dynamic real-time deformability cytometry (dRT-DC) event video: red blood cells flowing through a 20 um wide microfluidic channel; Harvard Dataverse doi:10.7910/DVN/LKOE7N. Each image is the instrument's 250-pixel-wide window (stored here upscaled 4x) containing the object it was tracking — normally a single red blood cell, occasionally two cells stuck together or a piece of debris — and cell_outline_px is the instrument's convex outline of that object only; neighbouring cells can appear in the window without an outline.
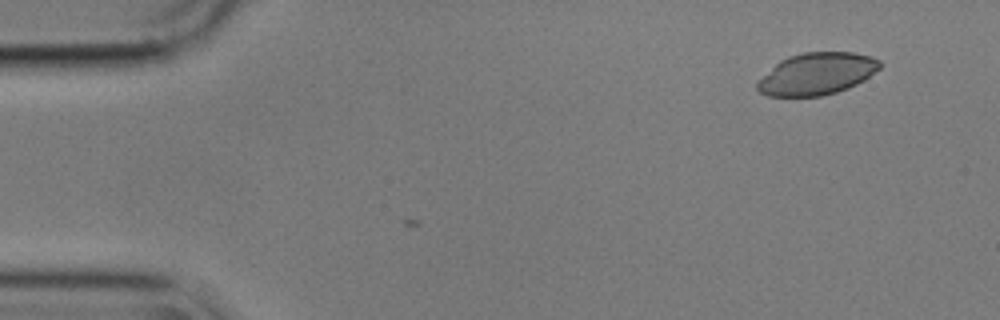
{"species": "common noctule bat (a hibernating species)", "species_latin": "Nyctalus noctula", "temperature_condition": "cold", "stored_images_in_passage": 3, "camera_frame_rate_fps": 3000, "um_per_image_px": 0.085, "animal": {"sex": "male", "body_mass_g": 17.9}, "frame": {"image": 1, "passage_image": 3, "time_ms": 0.667, "image_size_px": [1000, 320], "cell_outline_px": [[880, 68], [864, 80], [848, 88], [836, 92], [820, 96], [768, 96], [760, 92], [756, 88], [756, 84], [780, 60], [788, 56], [804, 52], [852, 52], [868, 56], [880, 60]], "centroid_in_image_um": [69.44, 6.27], "position_along_channel_um": 15.6, "area_um2": 29.65}}